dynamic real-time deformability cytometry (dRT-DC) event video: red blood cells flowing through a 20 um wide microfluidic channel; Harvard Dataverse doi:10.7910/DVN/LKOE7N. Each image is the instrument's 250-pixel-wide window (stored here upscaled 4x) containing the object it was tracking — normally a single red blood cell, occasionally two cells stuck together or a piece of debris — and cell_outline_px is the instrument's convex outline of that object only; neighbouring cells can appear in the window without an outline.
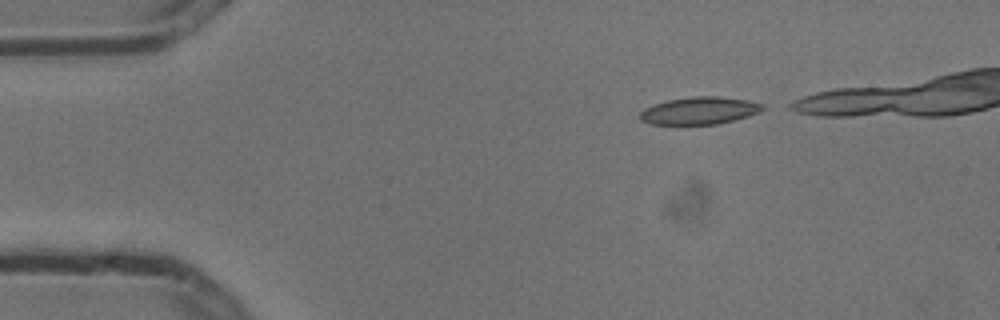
{"species": "common noctule bat (a hibernating species)", "species_latin": "Nyctalus noctula", "temperature_condition": "cold", "stored_images_in_passage": 2, "camera_frame_rate_fps": 3000, "um_per_image_px": 0.085, "animal": {"sex": "male", "body_mass_g": 13.3}, "frame": {"image": 1, "passage_image": 1, "time_ms": 0.0, "image_size_px": [1000, 320], "cell_outline_px": [[764, 108], [760, 112], [748, 116], [716, 124], [652, 124], [640, 120], [640, 112], [644, 108], [652, 104], [668, 100], [692, 96], [716, 96], [744, 100], [764, 104]], "centroid_in_image_um": [59.42, 9.4], "position_along_channel_um": 25.6, "area_um2": 19.42}}